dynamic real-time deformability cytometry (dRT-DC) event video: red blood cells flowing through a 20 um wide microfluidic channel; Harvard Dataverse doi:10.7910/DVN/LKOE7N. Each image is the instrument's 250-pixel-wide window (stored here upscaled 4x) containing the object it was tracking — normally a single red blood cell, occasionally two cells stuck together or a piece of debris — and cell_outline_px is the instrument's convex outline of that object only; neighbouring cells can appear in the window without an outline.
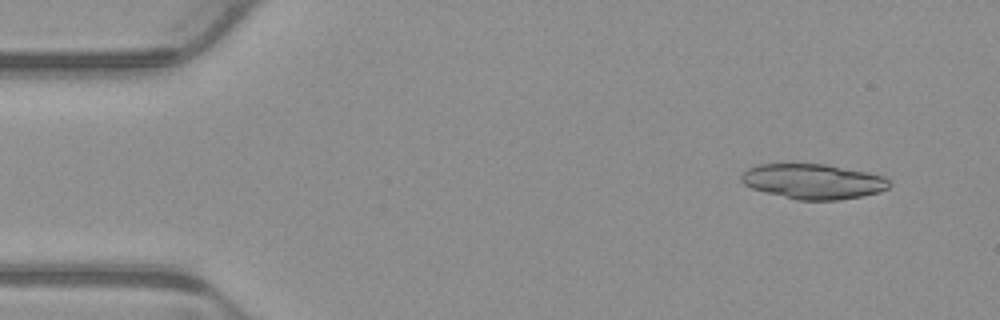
{"species": "common noctule bat (a hibernating species)", "species_latin": "Nyctalus noctula", "temperature_condition": "warm", "stored_images_in_passage": 4, "camera_frame_rate_fps": 3000, "um_per_image_px": 0.085, "animal": {"sex": "male", "body_mass_g": 23.1, "forearm_length_mm": 52.7}, "frame": {"image": 1, "passage_image": 1, "time_ms": 0.0, "image_size_px": [1000, 320], "cell_outline_px": [[892, 184], [888, 188], [880, 192], [840, 200], [796, 200], [764, 192], [752, 188], [744, 184], [740, 180], [740, 176], [748, 168], [756, 164], [828, 164], [868, 172], [884, 176]], "centroid_in_image_um": [69.12, 15.42], "position_along_channel_um": 15.9, "area_um2": 30.46}}
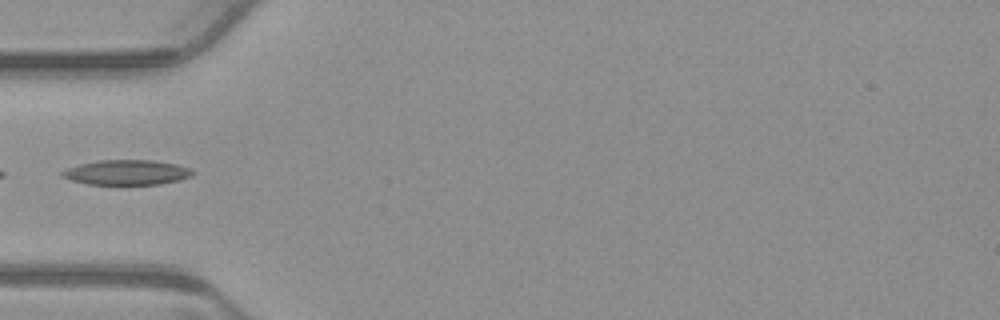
{"frame": {"image": 2, "passage_image": 4, "time_ms": 1.0, "image_size_px": [1000, 320], "cell_outline_px": [[196, 172], [192, 176], [180, 180], [160, 184], [120, 188], [88, 184], [72, 180], [60, 176], [60, 172], [68, 168], [80, 164], [100, 160], [152, 160], [176, 164], [192, 168]], "centroid_in_image_um": [10.8, 14.71], "position_along_channel_um": 74.2, "area_um2": 20.06}}